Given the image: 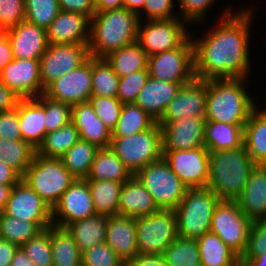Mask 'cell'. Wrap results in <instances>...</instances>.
I'll return each instance as SVG.
<instances>
[{
  "mask_svg": "<svg viewBox=\"0 0 266 266\" xmlns=\"http://www.w3.org/2000/svg\"><path fill=\"white\" fill-rule=\"evenodd\" d=\"M232 9L223 10L204 36L196 39L191 35L195 78L206 81L249 78L252 67L249 29L255 9L252 6L238 12Z\"/></svg>",
  "mask_w": 266,
  "mask_h": 266,
  "instance_id": "6da1fadb",
  "label": "cell"
},
{
  "mask_svg": "<svg viewBox=\"0 0 266 266\" xmlns=\"http://www.w3.org/2000/svg\"><path fill=\"white\" fill-rule=\"evenodd\" d=\"M139 16L122 8L96 11L90 20L89 55L105 58L113 51L137 42Z\"/></svg>",
  "mask_w": 266,
  "mask_h": 266,
  "instance_id": "7a4b0ae2",
  "label": "cell"
},
{
  "mask_svg": "<svg viewBox=\"0 0 266 266\" xmlns=\"http://www.w3.org/2000/svg\"><path fill=\"white\" fill-rule=\"evenodd\" d=\"M248 78L207 80L206 121L237 123L244 127L257 107L246 88Z\"/></svg>",
  "mask_w": 266,
  "mask_h": 266,
  "instance_id": "3957f363",
  "label": "cell"
},
{
  "mask_svg": "<svg viewBox=\"0 0 266 266\" xmlns=\"http://www.w3.org/2000/svg\"><path fill=\"white\" fill-rule=\"evenodd\" d=\"M255 165L244 145L237 149L210 152L206 187L221 200L236 201Z\"/></svg>",
  "mask_w": 266,
  "mask_h": 266,
  "instance_id": "277c9868",
  "label": "cell"
},
{
  "mask_svg": "<svg viewBox=\"0 0 266 266\" xmlns=\"http://www.w3.org/2000/svg\"><path fill=\"white\" fill-rule=\"evenodd\" d=\"M221 199L209 188H188L175 209L178 237L198 239L210 232L214 210Z\"/></svg>",
  "mask_w": 266,
  "mask_h": 266,
  "instance_id": "5b68a950",
  "label": "cell"
},
{
  "mask_svg": "<svg viewBox=\"0 0 266 266\" xmlns=\"http://www.w3.org/2000/svg\"><path fill=\"white\" fill-rule=\"evenodd\" d=\"M22 180L53 209L61 195L77 179L65 168L62 159L36 153Z\"/></svg>",
  "mask_w": 266,
  "mask_h": 266,
  "instance_id": "8992f818",
  "label": "cell"
},
{
  "mask_svg": "<svg viewBox=\"0 0 266 266\" xmlns=\"http://www.w3.org/2000/svg\"><path fill=\"white\" fill-rule=\"evenodd\" d=\"M134 176L146 165L163 158L162 130L156 122L150 129L124 136L112 137L109 147Z\"/></svg>",
  "mask_w": 266,
  "mask_h": 266,
  "instance_id": "52a82bcc",
  "label": "cell"
},
{
  "mask_svg": "<svg viewBox=\"0 0 266 266\" xmlns=\"http://www.w3.org/2000/svg\"><path fill=\"white\" fill-rule=\"evenodd\" d=\"M135 176L151 194L158 209L162 210H175L188 189L164 158L146 165Z\"/></svg>",
  "mask_w": 266,
  "mask_h": 266,
  "instance_id": "ba28073f",
  "label": "cell"
},
{
  "mask_svg": "<svg viewBox=\"0 0 266 266\" xmlns=\"http://www.w3.org/2000/svg\"><path fill=\"white\" fill-rule=\"evenodd\" d=\"M139 255L163 256L178 237L175 210H162L135 218Z\"/></svg>",
  "mask_w": 266,
  "mask_h": 266,
  "instance_id": "9c48e42d",
  "label": "cell"
},
{
  "mask_svg": "<svg viewBox=\"0 0 266 266\" xmlns=\"http://www.w3.org/2000/svg\"><path fill=\"white\" fill-rule=\"evenodd\" d=\"M251 225L237 201L220 200L213 213L210 232L241 258L247 248Z\"/></svg>",
  "mask_w": 266,
  "mask_h": 266,
  "instance_id": "30bf717a",
  "label": "cell"
},
{
  "mask_svg": "<svg viewBox=\"0 0 266 266\" xmlns=\"http://www.w3.org/2000/svg\"><path fill=\"white\" fill-rule=\"evenodd\" d=\"M142 22L138 26L137 43L148 57L180 47L191 36L189 24L180 18Z\"/></svg>",
  "mask_w": 266,
  "mask_h": 266,
  "instance_id": "8fae6325",
  "label": "cell"
},
{
  "mask_svg": "<svg viewBox=\"0 0 266 266\" xmlns=\"http://www.w3.org/2000/svg\"><path fill=\"white\" fill-rule=\"evenodd\" d=\"M151 78L188 84L194 78L193 43L190 36L180 47L148 57Z\"/></svg>",
  "mask_w": 266,
  "mask_h": 266,
  "instance_id": "7c38bea8",
  "label": "cell"
},
{
  "mask_svg": "<svg viewBox=\"0 0 266 266\" xmlns=\"http://www.w3.org/2000/svg\"><path fill=\"white\" fill-rule=\"evenodd\" d=\"M163 158L188 188H206L210 152L205 146L196 149L163 150Z\"/></svg>",
  "mask_w": 266,
  "mask_h": 266,
  "instance_id": "4fadbf2b",
  "label": "cell"
},
{
  "mask_svg": "<svg viewBox=\"0 0 266 266\" xmlns=\"http://www.w3.org/2000/svg\"><path fill=\"white\" fill-rule=\"evenodd\" d=\"M89 57L88 44H49L40 58L43 89L45 90L59 77L78 68Z\"/></svg>",
  "mask_w": 266,
  "mask_h": 266,
  "instance_id": "5bb4252c",
  "label": "cell"
},
{
  "mask_svg": "<svg viewBox=\"0 0 266 266\" xmlns=\"http://www.w3.org/2000/svg\"><path fill=\"white\" fill-rule=\"evenodd\" d=\"M92 57L90 56L78 68L59 77L44 91L52 100L73 106L87 102L92 96Z\"/></svg>",
  "mask_w": 266,
  "mask_h": 266,
  "instance_id": "9a60e30c",
  "label": "cell"
},
{
  "mask_svg": "<svg viewBox=\"0 0 266 266\" xmlns=\"http://www.w3.org/2000/svg\"><path fill=\"white\" fill-rule=\"evenodd\" d=\"M91 191L86 179H77L52 209V224L66 227L69 223L95 215Z\"/></svg>",
  "mask_w": 266,
  "mask_h": 266,
  "instance_id": "2e32d148",
  "label": "cell"
},
{
  "mask_svg": "<svg viewBox=\"0 0 266 266\" xmlns=\"http://www.w3.org/2000/svg\"><path fill=\"white\" fill-rule=\"evenodd\" d=\"M2 212L28 222L52 223V209L22 179L13 186Z\"/></svg>",
  "mask_w": 266,
  "mask_h": 266,
  "instance_id": "e0dca14e",
  "label": "cell"
},
{
  "mask_svg": "<svg viewBox=\"0 0 266 266\" xmlns=\"http://www.w3.org/2000/svg\"><path fill=\"white\" fill-rule=\"evenodd\" d=\"M206 100L207 81L194 78L190 83L181 86L158 124L205 116Z\"/></svg>",
  "mask_w": 266,
  "mask_h": 266,
  "instance_id": "ac0fdd59",
  "label": "cell"
},
{
  "mask_svg": "<svg viewBox=\"0 0 266 266\" xmlns=\"http://www.w3.org/2000/svg\"><path fill=\"white\" fill-rule=\"evenodd\" d=\"M1 81L20 99H34L44 94L40 60L14 59L0 74Z\"/></svg>",
  "mask_w": 266,
  "mask_h": 266,
  "instance_id": "d6986e66",
  "label": "cell"
},
{
  "mask_svg": "<svg viewBox=\"0 0 266 266\" xmlns=\"http://www.w3.org/2000/svg\"><path fill=\"white\" fill-rule=\"evenodd\" d=\"M204 116L158 124L162 130L163 150L196 149L204 146Z\"/></svg>",
  "mask_w": 266,
  "mask_h": 266,
  "instance_id": "ffe728a7",
  "label": "cell"
},
{
  "mask_svg": "<svg viewBox=\"0 0 266 266\" xmlns=\"http://www.w3.org/2000/svg\"><path fill=\"white\" fill-rule=\"evenodd\" d=\"M90 18L80 13L60 10L46 30L50 45L88 44Z\"/></svg>",
  "mask_w": 266,
  "mask_h": 266,
  "instance_id": "44dd1931",
  "label": "cell"
},
{
  "mask_svg": "<svg viewBox=\"0 0 266 266\" xmlns=\"http://www.w3.org/2000/svg\"><path fill=\"white\" fill-rule=\"evenodd\" d=\"M7 37L15 59L40 60L49 46L46 30L27 21L9 28Z\"/></svg>",
  "mask_w": 266,
  "mask_h": 266,
  "instance_id": "7402d4cb",
  "label": "cell"
},
{
  "mask_svg": "<svg viewBox=\"0 0 266 266\" xmlns=\"http://www.w3.org/2000/svg\"><path fill=\"white\" fill-rule=\"evenodd\" d=\"M71 122L77 128L81 140L87 141L99 149L110 147L112 132L97 117L89 101L72 106Z\"/></svg>",
  "mask_w": 266,
  "mask_h": 266,
  "instance_id": "603a6c76",
  "label": "cell"
},
{
  "mask_svg": "<svg viewBox=\"0 0 266 266\" xmlns=\"http://www.w3.org/2000/svg\"><path fill=\"white\" fill-rule=\"evenodd\" d=\"M105 243L124 263L139 255L135 218L123 215L109 216Z\"/></svg>",
  "mask_w": 266,
  "mask_h": 266,
  "instance_id": "cb8c5ba5",
  "label": "cell"
},
{
  "mask_svg": "<svg viewBox=\"0 0 266 266\" xmlns=\"http://www.w3.org/2000/svg\"><path fill=\"white\" fill-rule=\"evenodd\" d=\"M251 222L266 218V165L256 164L241 196L236 200Z\"/></svg>",
  "mask_w": 266,
  "mask_h": 266,
  "instance_id": "d4e9b609",
  "label": "cell"
},
{
  "mask_svg": "<svg viewBox=\"0 0 266 266\" xmlns=\"http://www.w3.org/2000/svg\"><path fill=\"white\" fill-rule=\"evenodd\" d=\"M182 85L149 77L135 104L158 123Z\"/></svg>",
  "mask_w": 266,
  "mask_h": 266,
  "instance_id": "484cf974",
  "label": "cell"
},
{
  "mask_svg": "<svg viewBox=\"0 0 266 266\" xmlns=\"http://www.w3.org/2000/svg\"><path fill=\"white\" fill-rule=\"evenodd\" d=\"M159 209L153 201L151 194L134 175L123 183L118 215L131 218L149 216Z\"/></svg>",
  "mask_w": 266,
  "mask_h": 266,
  "instance_id": "4316f807",
  "label": "cell"
},
{
  "mask_svg": "<svg viewBox=\"0 0 266 266\" xmlns=\"http://www.w3.org/2000/svg\"><path fill=\"white\" fill-rule=\"evenodd\" d=\"M18 116L22 140L38 149L46 135L45 107L36 98L20 99Z\"/></svg>",
  "mask_w": 266,
  "mask_h": 266,
  "instance_id": "83f0119b",
  "label": "cell"
},
{
  "mask_svg": "<svg viewBox=\"0 0 266 266\" xmlns=\"http://www.w3.org/2000/svg\"><path fill=\"white\" fill-rule=\"evenodd\" d=\"M108 217V215L95 214L66 226L81 253L105 243Z\"/></svg>",
  "mask_w": 266,
  "mask_h": 266,
  "instance_id": "f1b7e54d",
  "label": "cell"
},
{
  "mask_svg": "<svg viewBox=\"0 0 266 266\" xmlns=\"http://www.w3.org/2000/svg\"><path fill=\"white\" fill-rule=\"evenodd\" d=\"M243 145L255 164L266 165V109L256 107L243 127Z\"/></svg>",
  "mask_w": 266,
  "mask_h": 266,
  "instance_id": "f546056e",
  "label": "cell"
},
{
  "mask_svg": "<svg viewBox=\"0 0 266 266\" xmlns=\"http://www.w3.org/2000/svg\"><path fill=\"white\" fill-rule=\"evenodd\" d=\"M204 146L209 152L240 148L243 146V127L237 123L206 121Z\"/></svg>",
  "mask_w": 266,
  "mask_h": 266,
  "instance_id": "4dcf8cb0",
  "label": "cell"
},
{
  "mask_svg": "<svg viewBox=\"0 0 266 266\" xmlns=\"http://www.w3.org/2000/svg\"><path fill=\"white\" fill-rule=\"evenodd\" d=\"M196 241L199 247L201 266H240V257L216 234L207 232Z\"/></svg>",
  "mask_w": 266,
  "mask_h": 266,
  "instance_id": "1f68e13d",
  "label": "cell"
},
{
  "mask_svg": "<svg viewBox=\"0 0 266 266\" xmlns=\"http://www.w3.org/2000/svg\"><path fill=\"white\" fill-rule=\"evenodd\" d=\"M133 175L110 148H100L86 180L127 182Z\"/></svg>",
  "mask_w": 266,
  "mask_h": 266,
  "instance_id": "d6a6232c",
  "label": "cell"
},
{
  "mask_svg": "<svg viewBox=\"0 0 266 266\" xmlns=\"http://www.w3.org/2000/svg\"><path fill=\"white\" fill-rule=\"evenodd\" d=\"M53 266H82L79 248L66 227L50 225Z\"/></svg>",
  "mask_w": 266,
  "mask_h": 266,
  "instance_id": "836d02e7",
  "label": "cell"
},
{
  "mask_svg": "<svg viewBox=\"0 0 266 266\" xmlns=\"http://www.w3.org/2000/svg\"><path fill=\"white\" fill-rule=\"evenodd\" d=\"M96 214L118 215L123 183L109 180H87Z\"/></svg>",
  "mask_w": 266,
  "mask_h": 266,
  "instance_id": "e575fe53",
  "label": "cell"
},
{
  "mask_svg": "<svg viewBox=\"0 0 266 266\" xmlns=\"http://www.w3.org/2000/svg\"><path fill=\"white\" fill-rule=\"evenodd\" d=\"M105 59L119 78L148 69V55L137 42L113 51Z\"/></svg>",
  "mask_w": 266,
  "mask_h": 266,
  "instance_id": "d590c367",
  "label": "cell"
},
{
  "mask_svg": "<svg viewBox=\"0 0 266 266\" xmlns=\"http://www.w3.org/2000/svg\"><path fill=\"white\" fill-rule=\"evenodd\" d=\"M36 153L37 149L22 139H0V162L14 169L21 177L25 175Z\"/></svg>",
  "mask_w": 266,
  "mask_h": 266,
  "instance_id": "8d00e7d4",
  "label": "cell"
},
{
  "mask_svg": "<svg viewBox=\"0 0 266 266\" xmlns=\"http://www.w3.org/2000/svg\"><path fill=\"white\" fill-rule=\"evenodd\" d=\"M52 223H33L16 218L0 212V238L10 241L17 247H21L32 237Z\"/></svg>",
  "mask_w": 266,
  "mask_h": 266,
  "instance_id": "74e56055",
  "label": "cell"
},
{
  "mask_svg": "<svg viewBox=\"0 0 266 266\" xmlns=\"http://www.w3.org/2000/svg\"><path fill=\"white\" fill-rule=\"evenodd\" d=\"M156 121L135 103L123 104L112 137L134 135L150 129Z\"/></svg>",
  "mask_w": 266,
  "mask_h": 266,
  "instance_id": "f35d334b",
  "label": "cell"
},
{
  "mask_svg": "<svg viewBox=\"0 0 266 266\" xmlns=\"http://www.w3.org/2000/svg\"><path fill=\"white\" fill-rule=\"evenodd\" d=\"M98 150L95 145L79 139L61 159L76 179H86Z\"/></svg>",
  "mask_w": 266,
  "mask_h": 266,
  "instance_id": "ab89813d",
  "label": "cell"
},
{
  "mask_svg": "<svg viewBox=\"0 0 266 266\" xmlns=\"http://www.w3.org/2000/svg\"><path fill=\"white\" fill-rule=\"evenodd\" d=\"M80 139L77 128L72 122L54 132L45 135L43 143L38 147L37 154L49 158H62Z\"/></svg>",
  "mask_w": 266,
  "mask_h": 266,
  "instance_id": "60d3db41",
  "label": "cell"
},
{
  "mask_svg": "<svg viewBox=\"0 0 266 266\" xmlns=\"http://www.w3.org/2000/svg\"><path fill=\"white\" fill-rule=\"evenodd\" d=\"M119 79L105 58L92 57V96L117 97Z\"/></svg>",
  "mask_w": 266,
  "mask_h": 266,
  "instance_id": "b9f144b4",
  "label": "cell"
},
{
  "mask_svg": "<svg viewBox=\"0 0 266 266\" xmlns=\"http://www.w3.org/2000/svg\"><path fill=\"white\" fill-rule=\"evenodd\" d=\"M167 266H201L196 239L177 237L163 254Z\"/></svg>",
  "mask_w": 266,
  "mask_h": 266,
  "instance_id": "7bdbcfd3",
  "label": "cell"
},
{
  "mask_svg": "<svg viewBox=\"0 0 266 266\" xmlns=\"http://www.w3.org/2000/svg\"><path fill=\"white\" fill-rule=\"evenodd\" d=\"M59 12L58 0H25V21L45 30Z\"/></svg>",
  "mask_w": 266,
  "mask_h": 266,
  "instance_id": "ee69618b",
  "label": "cell"
},
{
  "mask_svg": "<svg viewBox=\"0 0 266 266\" xmlns=\"http://www.w3.org/2000/svg\"><path fill=\"white\" fill-rule=\"evenodd\" d=\"M21 247L36 266H53L50 226Z\"/></svg>",
  "mask_w": 266,
  "mask_h": 266,
  "instance_id": "f6af8a7d",
  "label": "cell"
},
{
  "mask_svg": "<svg viewBox=\"0 0 266 266\" xmlns=\"http://www.w3.org/2000/svg\"><path fill=\"white\" fill-rule=\"evenodd\" d=\"M36 99L45 107L46 134L71 122L72 106L52 100L44 94Z\"/></svg>",
  "mask_w": 266,
  "mask_h": 266,
  "instance_id": "bcb514c9",
  "label": "cell"
},
{
  "mask_svg": "<svg viewBox=\"0 0 266 266\" xmlns=\"http://www.w3.org/2000/svg\"><path fill=\"white\" fill-rule=\"evenodd\" d=\"M149 77L148 69H142L120 78L116 98L122 104L135 103Z\"/></svg>",
  "mask_w": 266,
  "mask_h": 266,
  "instance_id": "7dc6e473",
  "label": "cell"
},
{
  "mask_svg": "<svg viewBox=\"0 0 266 266\" xmlns=\"http://www.w3.org/2000/svg\"><path fill=\"white\" fill-rule=\"evenodd\" d=\"M89 102L92 104L94 112L103 123L112 130L118 122L122 103L116 97L91 96Z\"/></svg>",
  "mask_w": 266,
  "mask_h": 266,
  "instance_id": "c3c4849f",
  "label": "cell"
},
{
  "mask_svg": "<svg viewBox=\"0 0 266 266\" xmlns=\"http://www.w3.org/2000/svg\"><path fill=\"white\" fill-rule=\"evenodd\" d=\"M81 261L82 266H125V263L106 243L84 251Z\"/></svg>",
  "mask_w": 266,
  "mask_h": 266,
  "instance_id": "681fc988",
  "label": "cell"
},
{
  "mask_svg": "<svg viewBox=\"0 0 266 266\" xmlns=\"http://www.w3.org/2000/svg\"><path fill=\"white\" fill-rule=\"evenodd\" d=\"M175 1L177 0H145L143 9L137 15L140 20H143V16H145V20H169L179 18L177 15L179 12H174V6H176L174 4Z\"/></svg>",
  "mask_w": 266,
  "mask_h": 266,
  "instance_id": "f907efd6",
  "label": "cell"
},
{
  "mask_svg": "<svg viewBox=\"0 0 266 266\" xmlns=\"http://www.w3.org/2000/svg\"><path fill=\"white\" fill-rule=\"evenodd\" d=\"M179 3V18L189 25L202 24L205 20L206 11L215 4V0H178ZM191 23V24H190Z\"/></svg>",
  "mask_w": 266,
  "mask_h": 266,
  "instance_id": "816d5d0a",
  "label": "cell"
},
{
  "mask_svg": "<svg viewBox=\"0 0 266 266\" xmlns=\"http://www.w3.org/2000/svg\"><path fill=\"white\" fill-rule=\"evenodd\" d=\"M266 252V218L252 222L245 253L241 258H257Z\"/></svg>",
  "mask_w": 266,
  "mask_h": 266,
  "instance_id": "f5cc1de1",
  "label": "cell"
},
{
  "mask_svg": "<svg viewBox=\"0 0 266 266\" xmlns=\"http://www.w3.org/2000/svg\"><path fill=\"white\" fill-rule=\"evenodd\" d=\"M25 21V0H0V24L6 29Z\"/></svg>",
  "mask_w": 266,
  "mask_h": 266,
  "instance_id": "db71d44e",
  "label": "cell"
},
{
  "mask_svg": "<svg viewBox=\"0 0 266 266\" xmlns=\"http://www.w3.org/2000/svg\"><path fill=\"white\" fill-rule=\"evenodd\" d=\"M0 139H22L18 116V104L13 110L0 112Z\"/></svg>",
  "mask_w": 266,
  "mask_h": 266,
  "instance_id": "11a10c76",
  "label": "cell"
},
{
  "mask_svg": "<svg viewBox=\"0 0 266 266\" xmlns=\"http://www.w3.org/2000/svg\"><path fill=\"white\" fill-rule=\"evenodd\" d=\"M60 10L80 13L90 19L96 12L94 0H58Z\"/></svg>",
  "mask_w": 266,
  "mask_h": 266,
  "instance_id": "9f6ffc18",
  "label": "cell"
},
{
  "mask_svg": "<svg viewBox=\"0 0 266 266\" xmlns=\"http://www.w3.org/2000/svg\"><path fill=\"white\" fill-rule=\"evenodd\" d=\"M20 98L10 90L0 79V112L13 110Z\"/></svg>",
  "mask_w": 266,
  "mask_h": 266,
  "instance_id": "6f0895ef",
  "label": "cell"
},
{
  "mask_svg": "<svg viewBox=\"0 0 266 266\" xmlns=\"http://www.w3.org/2000/svg\"><path fill=\"white\" fill-rule=\"evenodd\" d=\"M125 266H167V263L163 256L137 255L126 262Z\"/></svg>",
  "mask_w": 266,
  "mask_h": 266,
  "instance_id": "680465c9",
  "label": "cell"
},
{
  "mask_svg": "<svg viewBox=\"0 0 266 266\" xmlns=\"http://www.w3.org/2000/svg\"><path fill=\"white\" fill-rule=\"evenodd\" d=\"M18 247L10 241L0 238V266H10Z\"/></svg>",
  "mask_w": 266,
  "mask_h": 266,
  "instance_id": "91938a15",
  "label": "cell"
},
{
  "mask_svg": "<svg viewBox=\"0 0 266 266\" xmlns=\"http://www.w3.org/2000/svg\"><path fill=\"white\" fill-rule=\"evenodd\" d=\"M14 54L9 38L6 36L0 42V74L3 69L14 60Z\"/></svg>",
  "mask_w": 266,
  "mask_h": 266,
  "instance_id": "94428289",
  "label": "cell"
},
{
  "mask_svg": "<svg viewBox=\"0 0 266 266\" xmlns=\"http://www.w3.org/2000/svg\"><path fill=\"white\" fill-rule=\"evenodd\" d=\"M22 177L4 162H0V184H17Z\"/></svg>",
  "mask_w": 266,
  "mask_h": 266,
  "instance_id": "6125c7cd",
  "label": "cell"
},
{
  "mask_svg": "<svg viewBox=\"0 0 266 266\" xmlns=\"http://www.w3.org/2000/svg\"><path fill=\"white\" fill-rule=\"evenodd\" d=\"M10 266H36L28 257L22 247H18L12 258Z\"/></svg>",
  "mask_w": 266,
  "mask_h": 266,
  "instance_id": "be15d7a7",
  "label": "cell"
},
{
  "mask_svg": "<svg viewBox=\"0 0 266 266\" xmlns=\"http://www.w3.org/2000/svg\"><path fill=\"white\" fill-rule=\"evenodd\" d=\"M96 11L112 10L122 8L124 0H94Z\"/></svg>",
  "mask_w": 266,
  "mask_h": 266,
  "instance_id": "e7e4bbea",
  "label": "cell"
},
{
  "mask_svg": "<svg viewBox=\"0 0 266 266\" xmlns=\"http://www.w3.org/2000/svg\"><path fill=\"white\" fill-rule=\"evenodd\" d=\"M14 185L16 184H0V212L5 209Z\"/></svg>",
  "mask_w": 266,
  "mask_h": 266,
  "instance_id": "03108f58",
  "label": "cell"
},
{
  "mask_svg": "<svg viewBox=\"0 0 266 266\" xmlns=\"http://www.w3.org/2000/svg\"><path fill=\"white\" fill-rule=\"evenodd\" d=\"M240 265L243 266H266V252L257 258H240Z\"/></svg>",
  "mask_w": 266,
  "mask_h": 266,
  "instance_id": "003e7915",
  "label": "cell"
},
{
  "mask_svg": "<svg viewBox=\"0 0 266 266\" xmlns=\"http://www.w3.org/2000/svg\"><path fill=\"white\" fill-rule=\"evenodd\" d=\"M145 0H124L123 7L138 14L144 6Z\"/></svg>",
  "mask_w": 266,
  "mask_h": 266,
  "instance_id": "a7ac6f4b",
  "label": "cell"
},
{
  "mask_svg": "<svg viewBox=\"0 0 266 266\" xmlns=\"http://www.w3.org/2000/svg\"><path fill=\"white\" fill-rule=\"evenodd\" d=\"M8 29H6L2 24H0V42L7 36Z\"/></svg>",
  "mask_w": 266,
  "mask_h": 266,
  "instance_id": "89a4df30",
  "label": "cell"
}]
</instances>
